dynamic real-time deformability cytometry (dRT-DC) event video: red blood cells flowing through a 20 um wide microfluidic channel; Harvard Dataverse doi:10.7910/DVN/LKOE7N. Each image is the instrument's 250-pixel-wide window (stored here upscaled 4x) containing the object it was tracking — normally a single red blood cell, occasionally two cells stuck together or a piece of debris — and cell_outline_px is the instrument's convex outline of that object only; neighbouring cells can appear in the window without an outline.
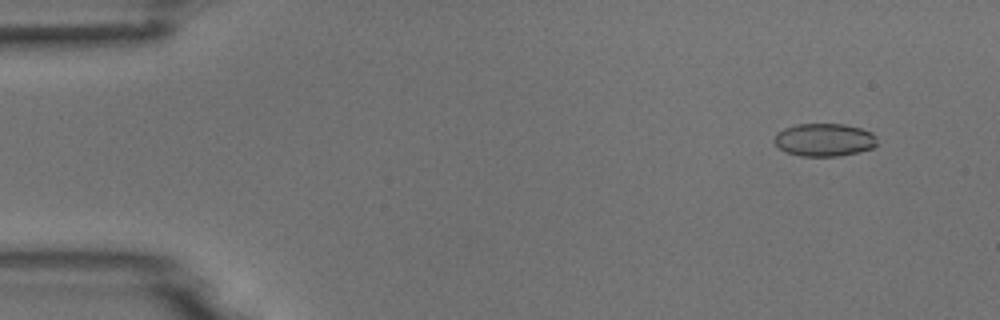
{"species": "common noctule bat (a hibernating species)", "species_latin": "Nyctalus noctula", "temperature_condition": "room temperature", "stored_images_in_passage": 5, "camera_frame_rate_fps": 3000, "um_per_image_px": 0.085, "animal": {"sex": "male", "body_mass_g": 18.8}, "frame": {"image": 1, "passage_image": 2, "time_ms": 1.333, "image_size_px": [1000, 320], "cell_outline_px": [[876, 144], [872, 148], [840, 156], [800, 156], [784, 152], [772, 140], [776, 132], [784, 128], [796, 124], [844, 124], [860, 128], [872, 132], [876, 136]], "centroid_in_image_um": [70.02, 11.88], "position_along_channel_um": 15.0, "area_um2": 19.83}}
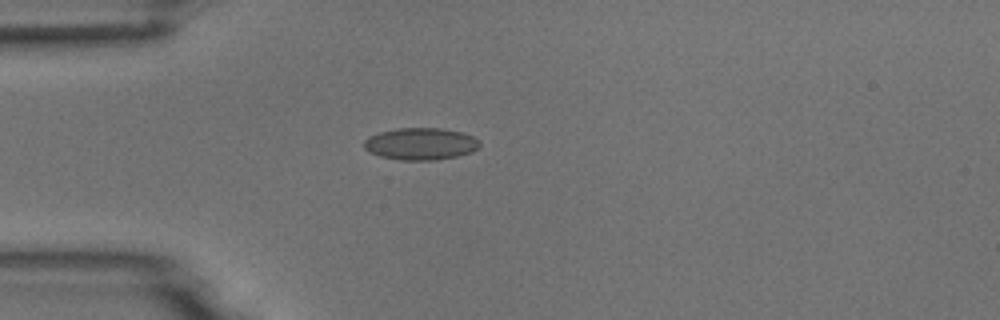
{"frame": {"image": 2, "passage_image": 5, "time_ms": 4.667, "image_size_px": [1000, 320], "cell_outline_px": [[480, 144], [472, 152], [456, 156], [436, 160], [400, 160], [380, 156], [368, 152], [364, 148], [364, 140], [368, 136], [380, 132], [396, 128], [440, 128], [460, 132], [472, 136], [480, 140]], "centroid_in_image_um": [35.72, 12.23], "position_along_channel_um": 49.3, "area_um2": 21.62}}